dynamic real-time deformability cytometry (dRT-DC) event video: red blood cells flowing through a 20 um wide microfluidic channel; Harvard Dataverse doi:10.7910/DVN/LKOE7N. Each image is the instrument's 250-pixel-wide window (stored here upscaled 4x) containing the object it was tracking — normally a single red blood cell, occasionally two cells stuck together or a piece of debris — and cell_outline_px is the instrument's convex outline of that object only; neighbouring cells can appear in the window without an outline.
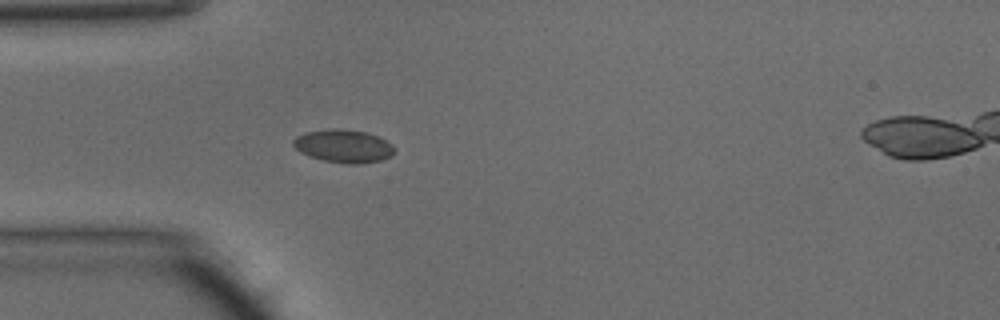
{"species": "common noctule bat (a hibernating species)", "species_latin": "Nyctalus noctula", "temperature_condition": "warm", "stored_images_in_passage": 36, "camera_frame_rate_fps": 3000, "um_per_image_px": 0.085, "animal": {"sex": "male", "body_mass_g": 15.6}, "frame": {"image": 1, "passage_image": 1, "time_ms": 0.0, "image_size_px": [1000, 320], "cell_outline_px": [[396, 152], [392, 156], [380, 160], [356, 164], [348, 164], [324, 160], [308, 156], [300, 152], [292, 144], [292, 140], [296, 136], [308, 132], [332, 128], [344, 128], [364, 132], [380, 136], [392, 144], [396, 148]], "centroid_in_image_um": [29.23, 12.41], "position_along_channel_um": 55.8, "area_um2": 19.65}}
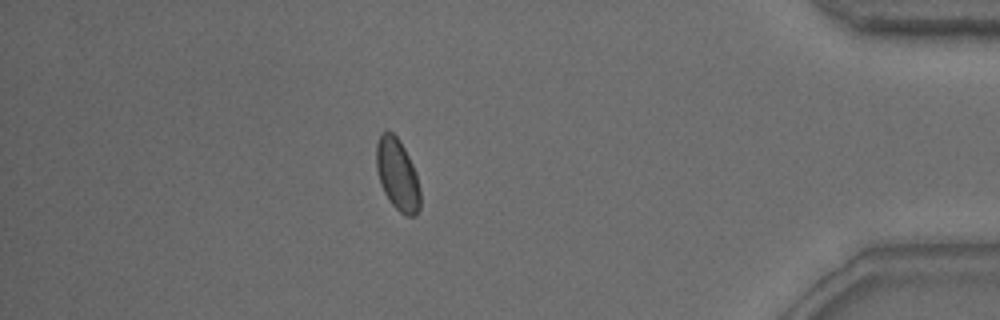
{"frame": {"image": 2, "passage_image": 29, "time_ms": 9.333, "image_size_px": [1000, 320], "cell_outline_px": [[420, 208], [416, 216], [408, 216], [400, 212], [388, 200], [380, 184], [376, 168], [376, 144], [380, 132], [388, 128], [400, 140], [416, 172], [420, 192]], "centroid_in_image_um": [33.76, 14.81], "position_along_channel_um": 401.4, "area_um2": 18.61}, "authors_computed_cell_mechanics": {"area_um2": 18.0336, "velocity_mm_per_s": 4.1999, "shape_relaxation_time_tau1_ms": 1.5674, "shape_relaxation_time_tau2_ms": null, "deformation_change_tau1": 0.0669, "deformation_change_tau2": null}}